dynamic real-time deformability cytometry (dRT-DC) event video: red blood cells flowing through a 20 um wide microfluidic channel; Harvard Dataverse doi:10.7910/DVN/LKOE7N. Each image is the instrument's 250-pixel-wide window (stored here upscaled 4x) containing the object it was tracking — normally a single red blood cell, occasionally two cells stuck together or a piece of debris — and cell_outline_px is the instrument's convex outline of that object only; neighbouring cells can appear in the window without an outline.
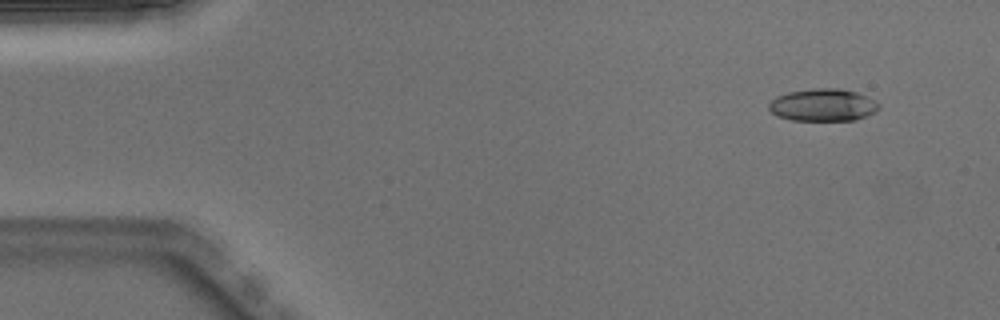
{"species": "Egyptian fruit bat (a non-hibernating species)", "species_latin": "Rousettus aegyptiacus", "temperature_condition": "warm", "stored_images_in_passage": 49, "camera_frame_rate_fps": 3000, "um_per_image_px": 0.085, "animal": {"sex": "male"}, "frame": {"image": 1, "passage_image": 3, "time_ms": 0.667, "image_size_px": [1000, 320], "cell_outline_px": [[880, 108], [876, 112], [856, 120], [792, 120], [780, 116], [772, 112], [768, 108], [768, 104], [776, 96], [788, 92], [816, 88], [840, 88], [856, 92], [880, 104]], "centroid_in_image_um": [69.96, 8.92], "position_along_channel_um": 15.0, "area_um2": 20.63}}
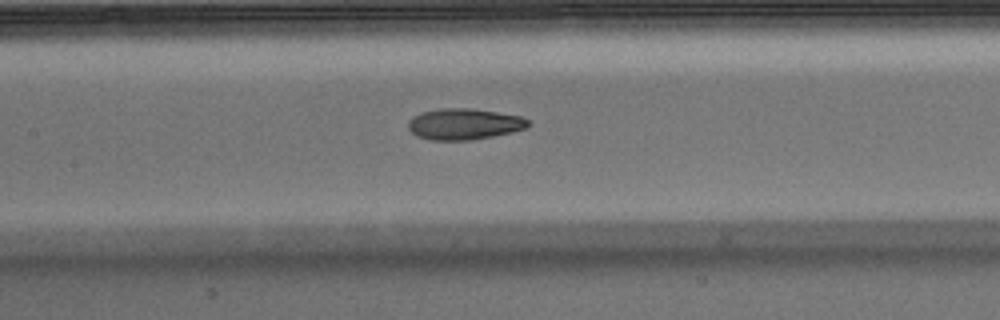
{"frame": {"image": 2, "passage_image": 22, "time_ms": 7.0, "image_size_px": [1000, 320], "cell_outline_px": [[528, 128], [512, 132], [472, 140], [432, 140], [416, 136], [408, 128], [408, 120], [412, 116], [420, 112], [440, 108], [472, 108], [520, 116], [528, 120]], "centroid_in_image_um": [39.41, 10.54], "position_along_channel_um": 168.0, "area_um2": 21.85}}
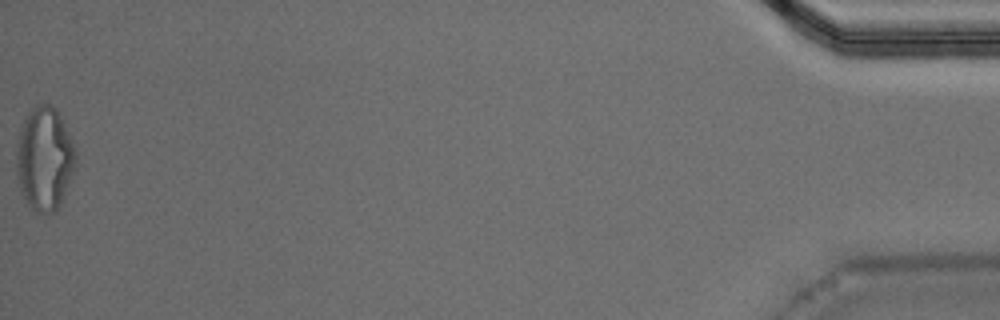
{"frame": {"image": 3, "passage_image": 49, "time_ms": 16.0, "image_size_px": [1000, 320], "cell_outline_px": [[76, 164], [60, 204], [56, 212], [36, 212], [28, 204], [20, 192], [16, 172], [16, 140], [20, 128], [28, 112], [36, 104], [52, 104], [56, 108], [68, 132], [76, 152]], "centroid_in_image_um": [3.75, 13.47], "position_along_channel_um": 431.4, "area_um2": 35.89}, "authors_computed_cell_mechanics": {"area_um2": 21.3282, "velocity_mm_per_s": 4.025, "shape_relaxation_time_tau1_ms": 10.741, "shape_relaxation_time_tau2_ms": 1.7993, "deformation_change_tau1": 0.2894, "deformation_change_tau2": 0.0869}}